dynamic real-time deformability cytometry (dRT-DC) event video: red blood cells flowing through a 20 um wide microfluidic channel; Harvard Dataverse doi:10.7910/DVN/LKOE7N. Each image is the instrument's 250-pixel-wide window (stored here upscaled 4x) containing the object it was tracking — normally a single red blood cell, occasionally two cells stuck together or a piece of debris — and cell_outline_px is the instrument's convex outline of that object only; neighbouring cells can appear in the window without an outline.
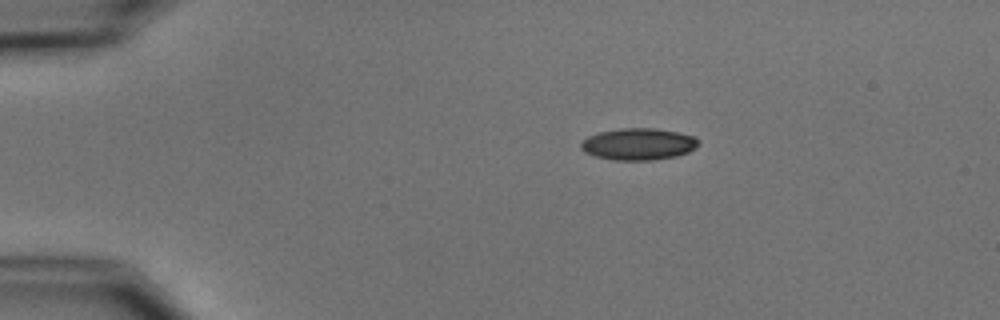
{"species": "common noctule bat (a hibernating species)", "species_latin": "Nyctalus noctula", "temperature_condition": "cold", "stored_images_in_passage": 3, "camera_frame_rate_fps": 3000, "um_per_image_px": 0.085, "animal": {"sex": "male", "body_mass_g": 15.6}, "frame": {"image": 1, "passage_image": 1, "time_ms": 0.0, "image_size_px": [1000, 320], "cell_outline_px": [[700, 144], [688, 152], [676, 156], [656, 160], [612, 160], [596, 156], [584, 152], [580, 148], [580, 144], [588, 136], [600, 132], [620, 128], [656, 128], [680, 132], [696, 136], [700, 140]], "centroid_in_image_um": [54.31, 12.24], "position_along_channel_um": 30.7, "area_um2": 22.02}}
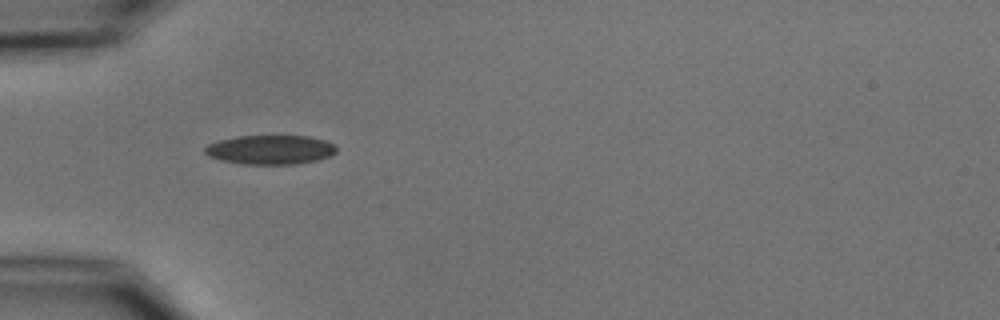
{"frame": {"image": 2, "passage_image": 2, "time_ms": 2.333, "image_size_px": [1000, 320], "cell_outline_px": [[336, 152], [332, 156], [320, 160], [296, 164], [240, 164], [220, 160], [208, 156], [204, 152], [204, 148], [208, 144], [220, 140], [236, 136], [308, 136], [324, 140], [336, 144]], "centroid_in_image_um": [23.0, 12.73], "position_along_channel_um": 62.0, "area_um2": 22.66}}